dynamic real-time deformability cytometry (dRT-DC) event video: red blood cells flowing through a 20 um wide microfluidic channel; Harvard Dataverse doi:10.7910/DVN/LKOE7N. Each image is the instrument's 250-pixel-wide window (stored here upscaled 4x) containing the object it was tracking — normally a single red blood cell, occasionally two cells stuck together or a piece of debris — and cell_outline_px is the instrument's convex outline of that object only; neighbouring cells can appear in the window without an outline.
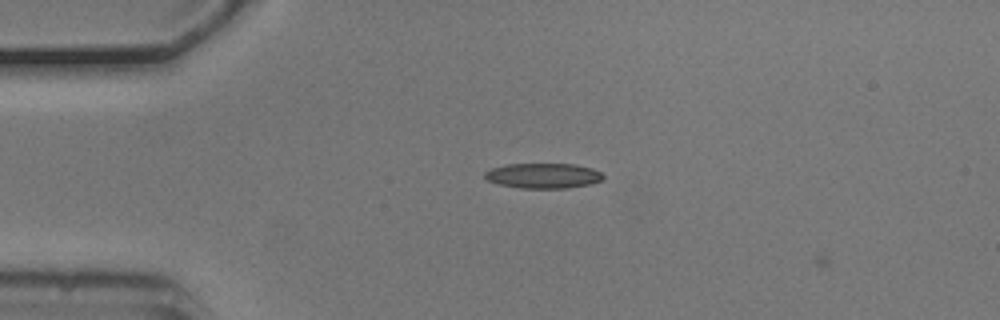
{"species": "common noctule bat (a hibernating species)", "species_latin": "Nyctalus noctula", "temperature_condition": "cold", "stored_images_in_passage": 3, "camera_frame_rate_fps": 3000, "um_per_image_px": 0.085, "animal": {"sex": "male", "body_mass_g": 20.5, "forearm_length_mm": 52.5}, "frame": {"image": 1, "passage_image": 2, "time_ms": 0.333, "image_size_px": [1000, 320], "cell_outline_px": [[604, 180], [588, 184], [568, 188], [520, 188], [500, 184], [488, 180], [484, 176], [484, 172], [492, 168], [508, 164], [576, 164], [592, 168], [600, 172], [604, 176]], "centroid_in_image_um": [46.2, 14.93], "position_along_channel_um": 38.8, "area_um2": 17.28}}